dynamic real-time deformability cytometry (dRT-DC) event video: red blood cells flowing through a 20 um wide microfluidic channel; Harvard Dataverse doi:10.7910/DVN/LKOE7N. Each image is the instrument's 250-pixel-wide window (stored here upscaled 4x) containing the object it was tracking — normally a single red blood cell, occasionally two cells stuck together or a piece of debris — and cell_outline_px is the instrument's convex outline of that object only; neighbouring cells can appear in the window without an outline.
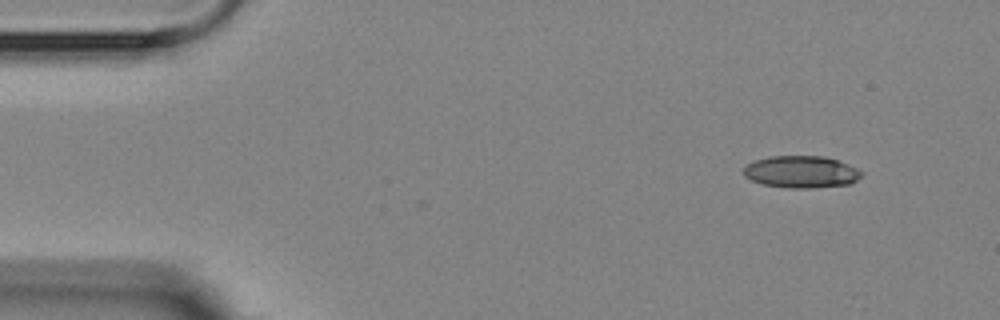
{"species": "Egyptian fruit bat (a non-hibernating species)", "species_latin": "Rousettus aegyptiacus", "temperature_condition": "room temperature", "stored_images_in_passage": 3, "camera_frame_rate_fps": 3000, "um_per_image_px": 0.085, "animal": {"sex": "female"}, "frame": {"image": 1, "passage_image": 1, "time_ms": 0.0, "image_size_px": [1000, 320], "cell_outline_px": [[864, 172], [856, 180], [848, 184], [808, 188], [788, 188], [764, 184], [752, 180], [744, 176], [740, 172], [748, 164], [756, 160], [772, 156], [824, 156], [848, 164]], "centroid_in_image_um": [68.08, 14.6], "position_along_channel_um": 16.9, "area_um2": 21.85}}